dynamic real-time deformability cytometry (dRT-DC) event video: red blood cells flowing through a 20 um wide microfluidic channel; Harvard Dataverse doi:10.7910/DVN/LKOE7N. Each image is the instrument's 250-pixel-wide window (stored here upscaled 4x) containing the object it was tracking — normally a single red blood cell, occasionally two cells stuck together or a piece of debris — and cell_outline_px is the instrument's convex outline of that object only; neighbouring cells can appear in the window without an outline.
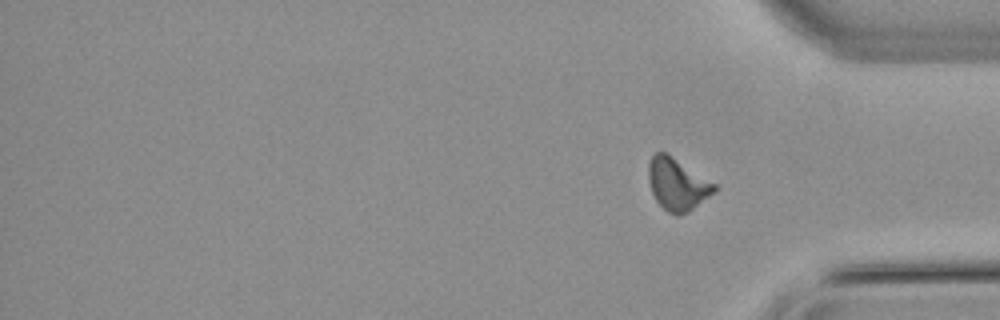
{"species": "common noctule bat (a hibernating species)", "species_latin": "Nyctalus noctula", "temperature_condition": "warm", "stored_images_in_passage": 46, "camera_frame_rate_fps": 3000, "um_per_image_px": 0.085, "animal": {"sex": "male", "body_mass_g": 21.5, "forearm_length_mm": 52.0}, "frame": {"image": 1, "passage_image": 46, "time_ms": 15.0, "image_size_px": [1000, 320], "cell_outline_px": [[716, 192], [688, 212], [680, 216], [676, 216], [668, 212], [656, 200], [652, 192], [648, 180], [648, 164], [652, 156], [656, 152], [664, 152], [716, 184]], "centroid_in_image_um": [57.57, 15.69], "position_along_channel_um": 377.6, "area_um2": 19.77}, "authors_computed_cell_mechanics": {"area_um2": 20.9236, "velocity_mm_per_s": 3.819, "shape_relaxation_time_tau1_ms": null, "shape_relaxation_time_tau2_ms": 5.8547, "deformation_change_tau1": null, "deformation_change_tau2": 0.0989}}